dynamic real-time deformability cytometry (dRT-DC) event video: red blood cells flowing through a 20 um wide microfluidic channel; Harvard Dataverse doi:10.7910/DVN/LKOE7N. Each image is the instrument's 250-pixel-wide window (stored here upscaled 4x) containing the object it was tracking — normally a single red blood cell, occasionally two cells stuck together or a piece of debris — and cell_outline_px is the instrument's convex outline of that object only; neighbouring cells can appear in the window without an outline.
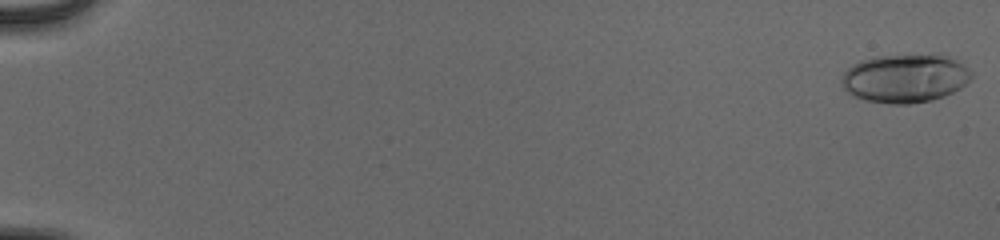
{"species": "human", "species_latin": "Homo sapiens", "temperature_condition": "cold", "stored_images_in_passage": 55, "camera_frame_rate_fps": 3000, "um_per_image_px": 0.085, "donor": {"sex": "male"}, "frame": {"image": 1, "passage_image": 1, "time_ms": 0.0, "image_size_px": [1000, 240], "cell_outline_px": [[972, 76], [960, 88], [944, 96], [932, 100], [908, 104], [888, 104], [864, 100], [848, 92], [844, 88], [840, 80], [844, 72], [852, 64], [860, 60], [872, 56], [944, 52], [964, 64], [972, 72]], "centroid_in_image_um": [76.95, 6.61], "position_along_channel_um": 8.0, "area_um2": 37.63}}
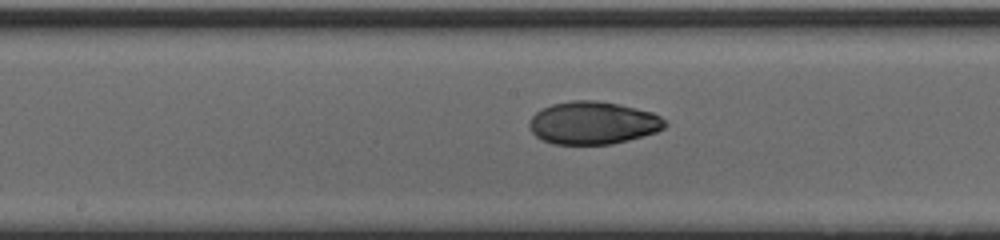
{"frame": {"image": 2, "passage_image": 31, "time_ms": 10.0, "image_size_px": [1000, 240], "cell_outline_px": [[668, 124], [664, 128], [656, 132], [644, 136], [612, 144], [552, 144], [536, 136], [532, 132], [528, 124], [528, 120], [536, 112], [552, 104], [572, 100], [596, 100], [620, 104], [652, 112], [660, 116]], "centroid_in_image_um": [50.41, 10.44], "position_along_channel_um": 197.8, "area_um2": 33.87}}
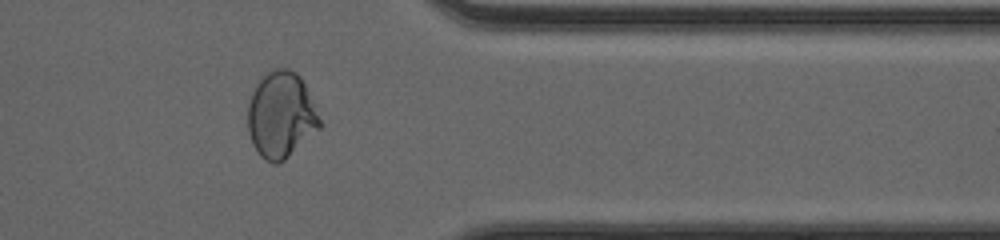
{"frame": {"image": 3, "passage_image": 46, "time_ms": 15.0, "image_size_px": [1000, 240], "cell_outline_px": [[324, 124], [320, 128], [284, 160], [276, 164], [272, 164], [264, 160], [260, 156], [252, 144], [248, 132], [248, 104], [252, 92], [260, 76], [276, 68], [288, 68], [296, 72], [300, 76]], "centroid_in_image_um": [23.88, 9.78], "position_along_channel_um": 387.5, "area_um2": 36.36}, "authors_computed_cell_mechanics": {"area_um2": 34.102, "velocity_mm_per_s": 3.9313, "shape_relaxation_time_tau1_ms": null, "shape_relaxation_time_tau2_ms": 2.3394, "deformation_change_tau1": null, "deformation_change_tau2": 0.0403}}